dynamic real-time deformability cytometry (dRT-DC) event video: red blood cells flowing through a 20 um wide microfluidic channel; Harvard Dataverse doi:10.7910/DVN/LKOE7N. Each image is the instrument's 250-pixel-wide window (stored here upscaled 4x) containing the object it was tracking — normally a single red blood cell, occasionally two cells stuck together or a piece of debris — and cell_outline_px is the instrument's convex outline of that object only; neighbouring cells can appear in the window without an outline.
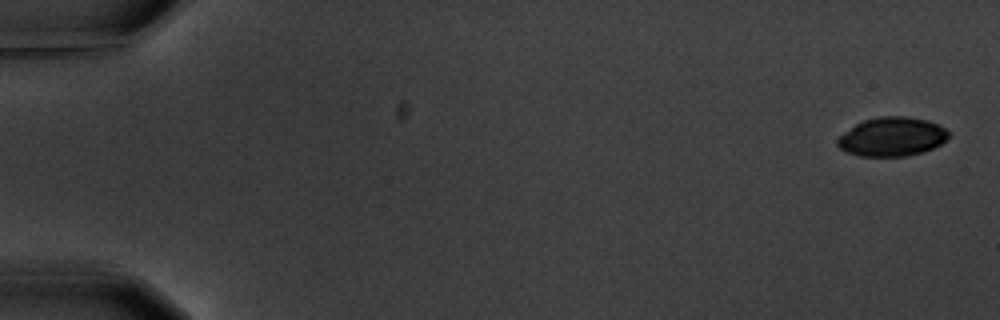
{"species": "common noctule bat (a hibernating species)", "species_latin": "Nyctalus noctula", "temperature_condition": "warm", "stored_images_in_passage": 4, "camera_frame_rate_fps": 3000, "um_per_image_px": 0.085, "animal": {"sex": "male", "body_mass_g": 20.1, "forearm_length_mm": 53.5}, "frame": {"image": 1, "passage_image": 1, "time_ms": 0.0, "image_size_px": [1000, 320], "cell_outline_px": [[948, 136], [940, 144], [924, 152], [904, 156], [860, 156], [844, 152], [836, 144], [836, 140], [844, 132], [856, 124], [864, 120], [880, 116], [904, 116], [928, 120], [944, 128], [948, 132]], "centroid_in_image_um": [75.78, 11.63], "position_along_channel_um": 9.2, "area_um2": 25.09}}